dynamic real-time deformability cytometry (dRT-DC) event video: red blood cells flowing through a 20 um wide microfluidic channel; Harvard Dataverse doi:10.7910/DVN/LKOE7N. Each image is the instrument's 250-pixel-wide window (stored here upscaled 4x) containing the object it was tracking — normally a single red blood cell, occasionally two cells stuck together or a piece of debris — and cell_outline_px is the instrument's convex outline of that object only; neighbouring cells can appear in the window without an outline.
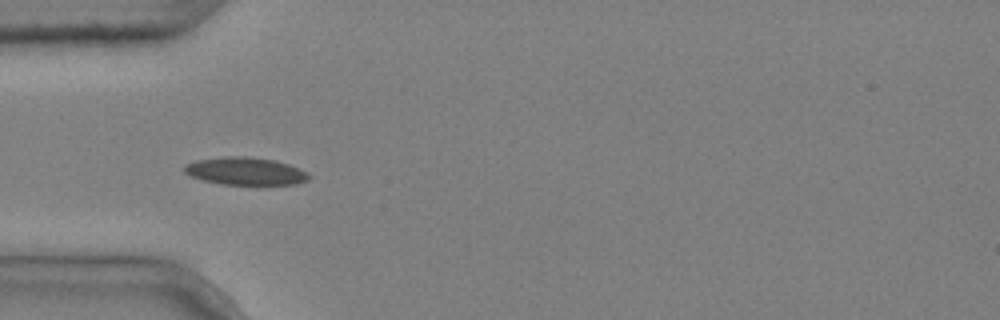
{"species": "common noctule bat (a hibernating species)", "species_latin": "Nyctalus noctula", "temperature_condition": "cold", "stored_images_in_passage": 4, "camera_frame_rate_fps": 3000, "um_per_image_px": 0.085, "animal": {"sex": "male", "body_mass_g": 20.4}, "frame": {"image": 1, "passage_image": 3, "time_ms": 0.667, "image_size_px": [1000, 320], "cell_outline_px": [[312, 176], [308, 180], [296, 184], [220, 184], [204, 180], [192, 176], [184, 172], [184, 164], [196, 160], [224, 156], [248, 156], [276, 160], [288, 164], [308, 172]], "centroid_in_image_um": [20.87, 14.53], "position_along_channel_um": 64.1, "area_um2": 20.11}}